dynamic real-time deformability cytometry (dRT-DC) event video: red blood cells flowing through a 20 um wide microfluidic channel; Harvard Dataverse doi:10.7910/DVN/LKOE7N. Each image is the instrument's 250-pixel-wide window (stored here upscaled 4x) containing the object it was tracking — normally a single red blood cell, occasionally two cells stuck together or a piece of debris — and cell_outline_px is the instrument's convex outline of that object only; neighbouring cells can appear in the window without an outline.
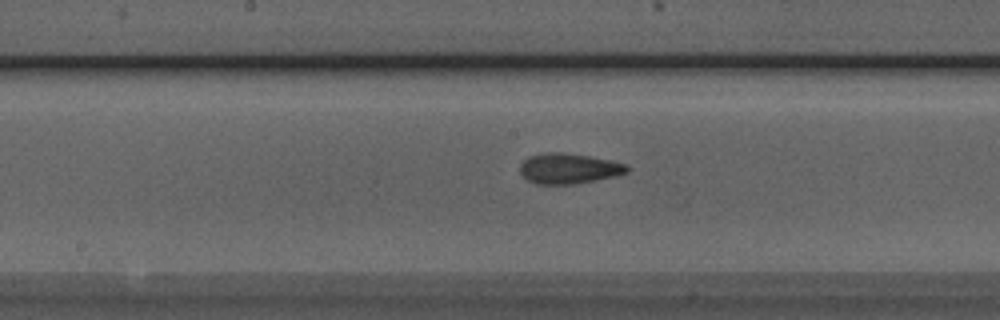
{"species": "Egyptian fruit bat (a non-hibernating species)", "species_latin": "Rousettus aegyptiacus", "temperature_condition": "room temperature", "stored_images_in_passage": 35, "camera_frame_rate_fps": 3000, "um_per_image_px": 0.085, "animal": {"sex": "male"}, "frame": {"image": 1, "passage_image": 20, "time_ms": 6.333, "image_size_px": [1000, 320], "cell_outline_px": [[628, 172], [616, 176], [576, 184], [536, 184], [528, 180], [520, 172], [520, 164], [528, 156], [548, 152], [560, 152], [588, 156], [628, 164]], "centroid_in_image_um": [48.34, 14.33], "position_along_channel_um": 199.9, "area_um2": 18.9}}
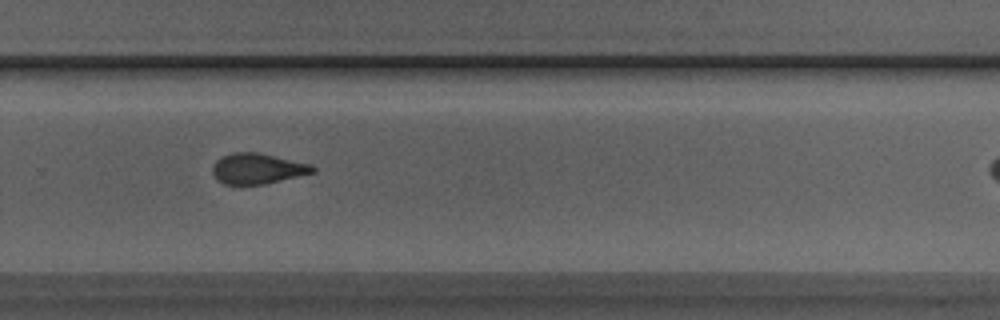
{"frame": {"image": 2, "passage_image": 28, "time_ms": 9.0, "image_size_px": [1000, 320], "cell_outline_px": [[316, 172], [268, 184], [224, 184], [216, 180], [212, 172], [212, 168], [216, 160], [232, 152], [260, 152], [312, 164], [316, 168]], "centroid_in_image_um": [21.92, 14.33], "position_along_channel_um": 307.9, "area_um2": 18.15}}
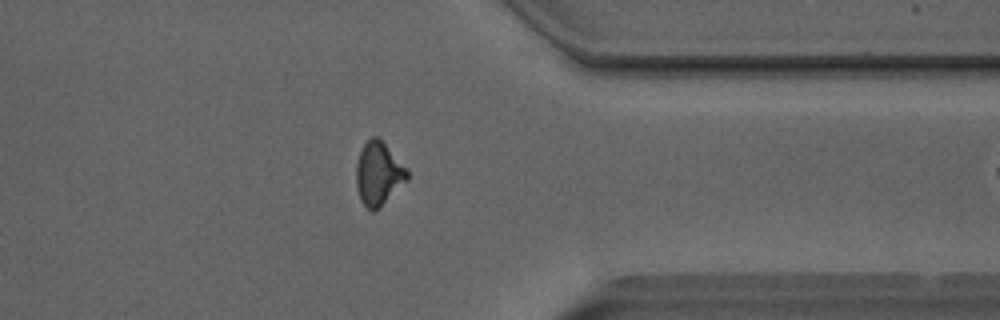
{"frame": {"image": 3, "passage_image": 34, "time_ms": 11.0, "image_size_px": [1000, 320], "cell_outline_px": [[408, 180], [372, 212], [360, 200], [356, 184], [356, 164], [360, 152], [364, 144], [372, 136], [380, 136], [408, 168]], "centroid_in_image_um": [32.19, 14.69], "position_along_channel_um": 379.2, "area_um2": 18.84}}